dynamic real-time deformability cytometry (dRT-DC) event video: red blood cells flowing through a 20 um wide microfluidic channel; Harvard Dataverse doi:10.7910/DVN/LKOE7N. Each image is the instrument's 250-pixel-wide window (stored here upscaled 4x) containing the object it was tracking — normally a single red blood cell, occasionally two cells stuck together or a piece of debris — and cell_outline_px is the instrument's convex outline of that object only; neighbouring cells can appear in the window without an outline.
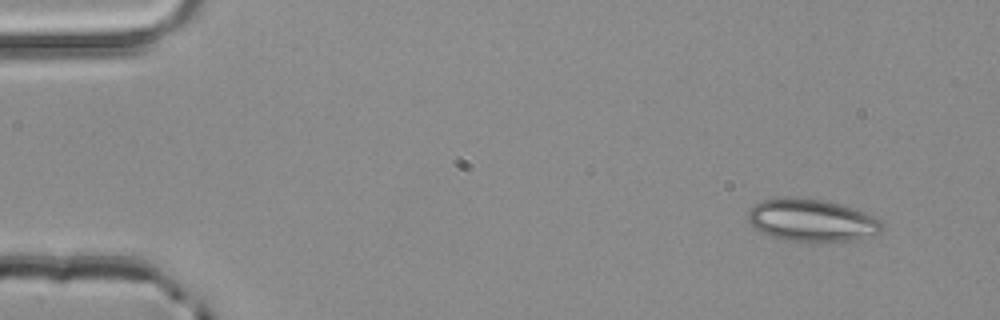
{"species": "common noctule bat (a hibernating species)", "species_latin": "Nyctalus noctula", "temperature_condition": "room temperature", "stored_images_in_passage": 4, "camera_frame_rate_fps": 3000, "um_per_image_px": 0.085, "animal": {"sex": "male", "body_mass_g": 20.4}, "frame": {"image": 1, "passage_image": 1, "time_ms": 0.0, "image_size_px": [1000, 320], "cell_outline_px": [[884, 228], [880, 232], [856, 240], [788, 240], [772, 236], [760, 232], [748, 220], [748, 212], [756, 204], [764, 200], [784, 196], [788, 196], [824, 200], [840, 204], [864, 212], [880, 220], [884, 224]], "centroid_in_image_um": [69.0, 18.7], "position_along_channel_um": 16.0, "area_um2": 32.6}}